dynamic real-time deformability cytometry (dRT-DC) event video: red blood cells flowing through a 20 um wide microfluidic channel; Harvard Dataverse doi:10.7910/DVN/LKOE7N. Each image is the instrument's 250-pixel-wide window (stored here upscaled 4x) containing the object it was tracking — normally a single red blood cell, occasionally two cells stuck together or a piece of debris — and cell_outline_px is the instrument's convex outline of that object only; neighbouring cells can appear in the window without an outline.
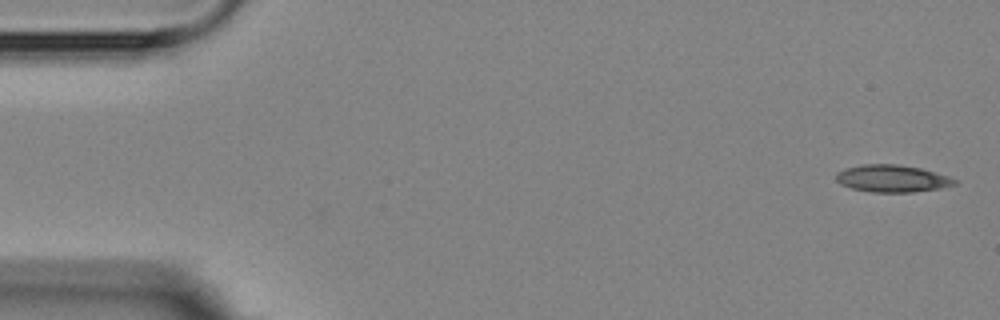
{"species": "Egyptian fruit bat (a non-hibernating species)", "species_latin": "Rousettus aegyptiacus", "temperature_condition": "room temperature", "stored_images_in_passage": 5, "camera_frame_rate_fps": 3000, "um_per_image_px": 0.085, "animal": {"sex": "female"}, "frame": {"image": 1, "passage_image": 1, "time_ms": 0.0, "image_size_px": [1000, 320], "cell_outline_px": [[960, 180], [956, 184], [940, 188], [912, 192], [872, 192], [852, 188], [840, 184], [836, 180], [836, 172], [844, 168], [860, 164], [896, 164], [920, 168], [936, 172]], "centroid_in_image_um": [75.83, 15.16], "position_along_channel_um": 9.2, "area_um2": 18.9}}
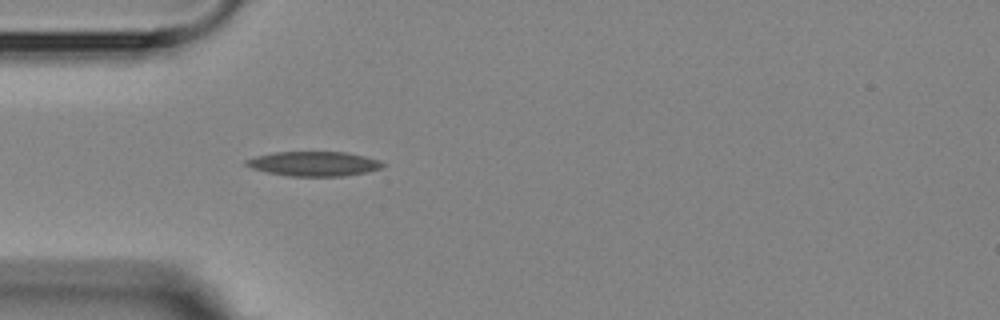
{"frame": {"image": 2, "passage_image": 5, "time_ms": 4.667, "image_size_px": [1000, 320], "cell_outline_px": [[388, 164], [380, 168], [368, 172], [344, 176], [288, 176], [268, 172], [252, 168], [244, 164], [244, 160], [256, 156], [272, 152], [344, 152], [364, 156], [380, 160]], "centroid_in_image_um": [26.7, 13.92], "position_along_channel_um": 58.3, "area_um2": 19.65}}